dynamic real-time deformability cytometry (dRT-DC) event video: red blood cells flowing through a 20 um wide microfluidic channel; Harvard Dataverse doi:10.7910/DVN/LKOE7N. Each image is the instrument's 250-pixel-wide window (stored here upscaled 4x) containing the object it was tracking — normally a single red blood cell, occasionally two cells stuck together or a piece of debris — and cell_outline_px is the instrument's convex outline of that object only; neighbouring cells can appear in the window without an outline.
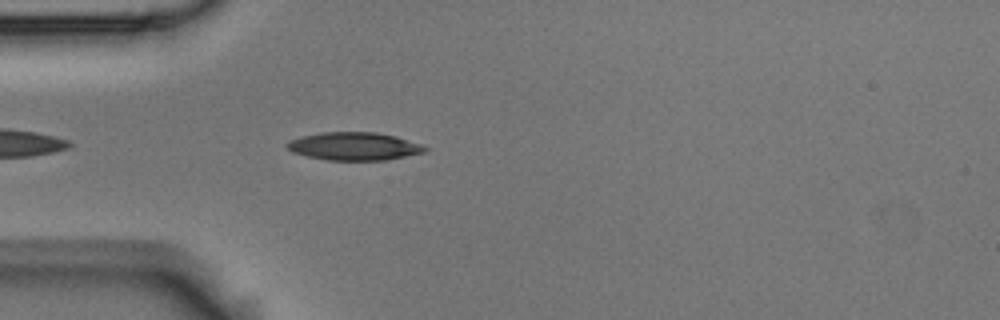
{"species": "Egyptian fruit bat (a non-hibernating species)", "species_latin": "Rousettus aegyptiacus", "temperature_condition": "room temperature", "stored_images_in_passage": 2, "camera_frame_rate_fps": 3000, "um_per_image_px": 0.085, "animal": {"sex": "male"}, "frame": {"image": 1, "passage_image": 2, "time_ms": 0.333, "image_size_px": [1000, 320], "cell_outline_px": [[428, 148], [424, 152], [384, 160], [328, 160], [308, 156], [292, 152], [284, 144], [288, 140], [300, 136], [320, 132], [376, 132], [396, 136], [420, 144]], "centroid_in_image_um": [30.04, 12.42], "position_along_channel_um": 55.0, "area_um2": 22.43}}